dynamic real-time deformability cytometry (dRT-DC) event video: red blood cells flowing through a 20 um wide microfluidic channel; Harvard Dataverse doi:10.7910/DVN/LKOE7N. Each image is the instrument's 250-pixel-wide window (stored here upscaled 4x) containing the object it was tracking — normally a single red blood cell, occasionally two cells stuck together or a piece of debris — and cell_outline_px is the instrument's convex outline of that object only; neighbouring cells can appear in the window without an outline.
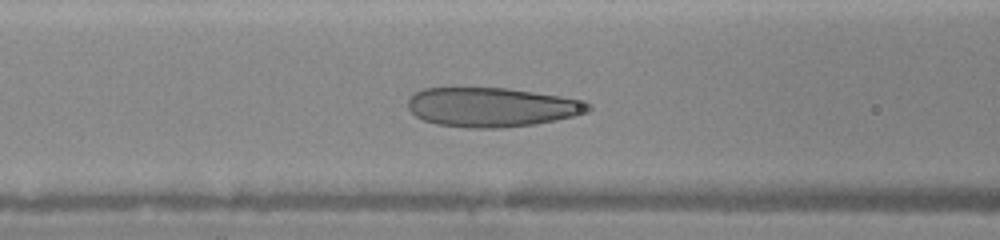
{"species": "human", "species_latin": "Homo sapiens", "temperature_condition": "warm", "stored_images_in_passage": 31, "camera_frame_rate_fps": 3000, "um_per_image_px": 0.085, "donor": {"sex": "female"}, "frame": {"image": 1, "passage_image": 5, "time_ms": 1.333, "image_size_px": [1000, 240], "cell_outline_px": [[592, 108], [588, 112], [576, 116], [536, 124], [500, 128], [468, 128], [436, 124], [424, 120], [416, 116], [408, 108], [408, 100], [416, 92], [424, 88], [504, 88], [588, 100], [592, 104]], "centroid_in_image_um": [41.86, 9.12], "position_along_channel_um": 124.7, "area_um2": 41.5}}
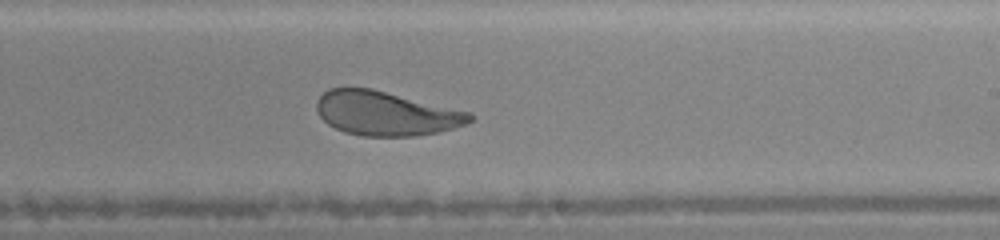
{"frame": {"image": 2, "passage_image": 14, "time_ms": 4.333, "image_size_px": [1000, 240], "cell_outline_px": [[476, 116], [472, 120], [464, 124], [440, 132], [416, 136], [360, 136], [344, 132], [328, 124], [320, 116], [316, 108], [316, 100], [328, 88], [372, 88], [472, 112]], "centroid_in_image_um": [32.82, 9.64], "position_along_channel_um": 256.2, "area_um2": 39.71}}
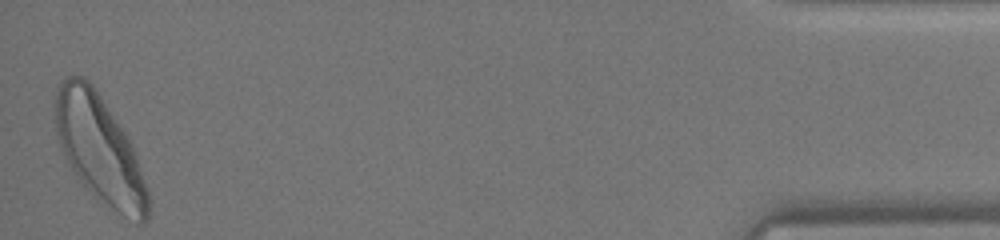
{"frame": {"image": 3, "passage_image": 31, "time_ms": 10.0, "image_size_px": [1000, 240], "cell_outline_px": [[148, 220], [144, 224], [140, 224], [124, 216], [112, 208], [84, 184], [80, 180], [72, 168], [60, 148], [56, 132], [52, 104], [60, 80], [68, 76], [84, 76], [92, 84], [132, 144], [148, 192]], "centroid_in_image_um": [8.42, 12.62], "position_along_channel_um": 426.8, "area_um2": 57.22}}